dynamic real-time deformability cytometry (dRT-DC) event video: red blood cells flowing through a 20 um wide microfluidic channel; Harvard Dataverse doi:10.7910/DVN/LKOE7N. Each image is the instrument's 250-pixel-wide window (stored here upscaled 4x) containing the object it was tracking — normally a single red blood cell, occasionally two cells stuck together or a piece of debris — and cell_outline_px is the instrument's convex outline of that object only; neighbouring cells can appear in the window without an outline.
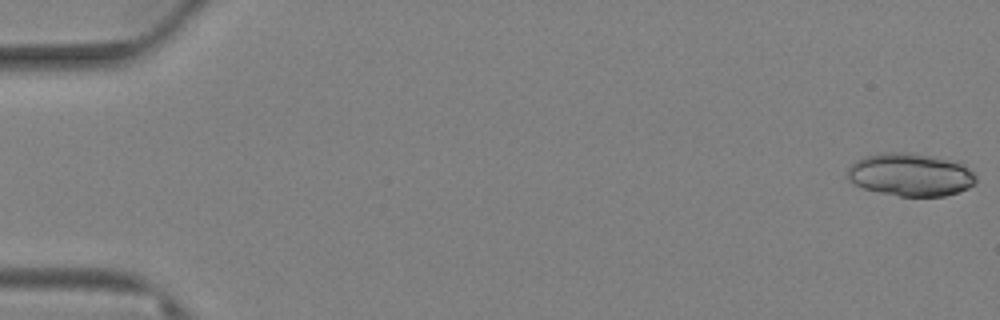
{"species": "Egyptian fruit bat (a non-hibernating species)", "species_latin": "Rousettus aegyptiacus", "temperature_condition": "warm", "stored_images_in_passage": 79, "camera_frame_rate_fps": 3000, "um_per_image_px": 0.085, "animal": {"sex": "female"}, "frame": {"image": 1, "passage_image": 1, "time_ms": 0.0, "image_size_px": [1000, 320], "cell_outline_px": [[976, 180], [968, 188], [944, 196], [900, 196], [880, 192], [864, 188], [848, 180], [848, 168], [856, 160], [864, 156], [880, 152], [912, 152], [956, 160], [964, 164], [976, 176]], "centroid_in_image_um": [77.4, 14.82], "position_along_channel_um": 7.6, "area_um2": 32.25}}
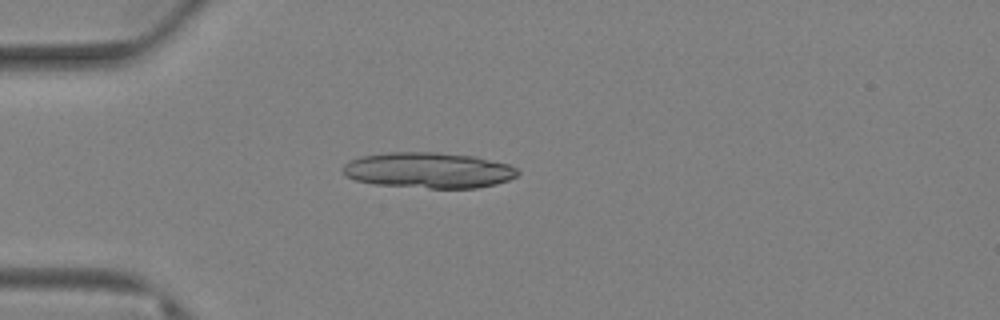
{"frame": {"image": 2, "passage_image": 23, "time_ms": 7.333, "image_size_px": [1000, 320], "cell_outline_px": [[520, 172], [516, 176], [508, 180], [496, 184], [476, 188], [428, 188], [376, 184], [356, 180], [344, 176], [340, 168], [348, 160], [360, 156], [388, 152], [436, 152], [476, 156], [508, 164], [516, 168]], "centroid_in_image_um": [36.39, 14.46], "position_along_channel_um": 48.6, "area_um2": 36.7}}